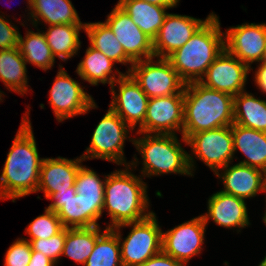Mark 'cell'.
<instances>
[{
    "mask_svg": "<svg viewBox=\"0 0 266 266\" xmlns=\"http://www.w3.org/2000/svg\"><path fill=\"white\" fill-rule=\"evenodd\" d=\"M0 177V198L15 199L36 193L40 167L35 138L28 116H24Z\"/></svg>",
    "mask_w": 266,
    "mask_h": 266,
    "instance_id": "1",
    "label": "cell"
},
{
    "mask_svg": "<svg viewBox=\"0 0 266 266\" xmlns=\"http://www.w3.org/2000/svg\"><path fill=\"white\" fill-rule=\"evenodd\" d=\"M234 123V97L208 88L199 81L184 87V126L182 137Z\"/></svg>",
    "mask_w": 266,
    "mask_h": 266,
    "instance_id": "2",
    "label": "cell"
},
{
    "mask_svg": "<svg viewBox=\"0 0 266 266\" xmlns=\"http://www.w3.org/2000/svg\"><path fill=\"white\" fill-rule=\"evenodd\" d=\"M222 35L218 17L213 14L185 45L167 57L185 83L204 78L208 67L225 48Z\"/></svg>",
    "mask_w": 266,
    "mask_h": 266,
    "instance_id": "3",
    "label": "cell"
},
{
    "mask_svg": "<svg viewBox=\"0 0 266 266\" xmlns=\"http://www.w3.org/2000/svg\"><path fill=\"white\" fill-rule=\"evenodd\" d=\"M105 178L103 210L107 208L112 219V224L107 228L137 222L153 213L144 212L147 211L145 209L149 203L146 195L147 186L140 178L127 169L113 172Z\"/></svg>",
    "mask_w": 266,
    "mask_h": 266,
    "instance_id": "4",
    "label": "cell"
},
{
    "mask_svg": "<svg viewBox=\"0 0 266 266\" xmlns=\"http://www.w3.org/2000/svg\"><path fill=\"white\" fill-rule=\"evenodd\" d=\"M133 144L143 157L144 175L179 173L191 175L193 158L183 150L175 134L146 133L145 137L133 139Z\"/></svg>",
    "mask_w": 266,
    "mask_h": 266,
    "instance_id": "5",
    "label": "cell"
},
{
    "mask_svg": "<svg viewBox=\"0 0 266 266\" xmlns=\"http://www.w3.org/2000/svg\"><path fill=\"white\" fill-rule=\"evenodd\" d=\"M153 58L139 60L128 70L143 92L150 98L184 93L185 82L167 58L156 63Z\"/></svg>",
    "mask_w": 266,
    "mask_h": 266,
    "instance_id": "6",
    "label": "cell"
},
{
    "mask_svg": "<svg viewBox=\"0 0 266 266\" xmlns=\"http://www.w3.org/2000/svg\"><path fill=\"white\" fill-rule=\"evenodd\" d=\"M157 223L152 213L143 220L116 226H133L120 247L123 266H140L162 251V231Z\"/></svg>",
    "mask_w": 266,
    "mask_h": 266,
    "instance_id": "7",
    "label": "cell"
},
{
    "mask_svg": "<svg viewBox=\"0 0 266 266\" xmlns=\"http://www.w3.org/2000/svg\"><path fill=\"white\" fill-rule=\"evenodd\" d=\"M47 199L54 200L47 208L57 213L64 228L99 226L96 222L102 215L104 202L88 201L76 193L75 186L52 193Z\"/></svg>",
    "mask_w": 266,
    "mask_h": 266,
    "instance_id": "8",
    "label": "cell"
},
{
    "mask_svg": "<svg viewBox=\"0 0 266 266\" xmlns=\"http://www.w3.org/2000/svg\"><path fill=\"white\" fill-rule=\"evenodd\" d=\"M130 128L111 108L101 119L92 135L85 159L100 158L116 164L124 163L123 145Z\"/></svg>",
    "mask_w": 266,
    "mask_h": 266,
    "instance_id": "9",
    "label": "cell"
},
{
    "mask_svg": "<svg viewBox=\"0 0 266 266\" xmlns=\"http://www.w3.org/2000/svg\"><path fill=\"white\" fill-rule=\"evenodd\" d=\"M186 144L192 147L197 158L209 166L219 177V168L229 165L234 155V142L231 126H223L212 130L201 131L189 135ZM218 170V171H217Z\"/></svg>",
    "mask_w": 266,
    "mask_h": 266,
    "instance_id": "10",
    "label": "cell"
},
{
    "mask_svg": "<svg viewBox=\"0 0 266 266\" xmlns=\"http://www.w3.org/2000/svg\"><path fill=\"white\" fill-rule=\"evenodd\" d=\"M184 126V93L150 98L147 103L144 123L137 133L173 135Z\"/></svg>",
    "mask_w": 266,
    "mask_h": 266,
    "instance_id": "11",
    "label": "cell"
},
{
    "mask_svg": "<svg viewBox=\"0 0 266 266\" xmlns=\"http://www.w3.org/2000/svg\"><path fill=\"white\" fill-rule=\"evenodd\" d=\"M50 92V104L56 119L63 121L78 114H86L96 107L91 96L60 67Z\"/></svg>",
    "mask_w": 266,
    "mask_h": 266,
    "instance_id": "12",
    "label": "cell"
},
{
    "mask_svg": "<svg viewBox=\"0 0 266 266\" xmlns=\"http://www.w3.org/2000/svg\"><path fill=\"white\" fill-rule=\"evenodd\" d=\"M250 68L224 48L204 74L206 80L201 78L199 82L234 97L244 91Z\"/></svg>",
    "mask_w": 266,
    "mask_h": 266,
    "instance_id": "13",
    "label": "cell"
},
{
    "mask_svg": "<svg viewBox=\"0 0 266 266\" xmlns=\"http://www.w3.org/2000/svg\"><path fill=\"white\" fill-rule=\"evenodd\" d=\"M206 223L201 216L162 233V251L183 265L202 250Z\"/></svg>",
    "mask_w": 266,
    "mask_h": 266,
    "instance_id": "14",
    "label": "cell"
},
{
    "mask_svg": "<svg viewBox=\"0 0 266 266\" xmlns=\"http://www.w3.org/2000/svg\"><path fill=\"white\" fill-rule=\"evenodd\" d=\"M122 45L124 52L134 61L153 58V41L131 20L118 5L105 22ZM143 56V57H142Z\"/></svg>",
    "mask_w": 266,
    "mask_h": 266,
    "instance_id": "15",
    "label": "cell"
},
{
    "mask_svg": "<svg viewBox=\"0 0 266 266\" xmlns=\"http://www.w3.org/2000/svg\"><path fill=\"white\" fill-rule=\"evenodd\" d=\"M119 73L116 83H119V94L111 86L113 98L110 108L133 130L136 124L141 126L147 110L149 97L143 92L134 78L128 74Z\"/></svg>",
    "mask_w": 266,
    "mask_h": 266,
    "instance_id": "16",
    "label": "cell"
},
{
    "mask_svg": "<svg viewBox=\"0 0 266 266\" xmlns=\"http://www.w3.org/2000/svg\"><path fill=\"white\" fill-rule=\"evenodd\" d=\"M212 15L202 21L186 15L167 13L153 40L154 57L167 58L181 48Z\"/></svg>",
    "mask_w": 266,
    "mask_h": 266,
    "instance_id": "17",
    "label": "cell"
},
{
    "mask_svg": "<svg viewBox=\"0 0 266 266\" xmlns=\"http://www.w3.org/2000/svg\"><path fill=\"white\" fill-rule=\"evenodd\" d=\"M225 49L250 67L263 60L266 50V24H242L228 29Z\"/></svg>",
    "mask_w": 266,
    "mask_h": 266,
    "instance_id": "18",
    "label": "cell"
},
{
    "mask_svg": "<svg viewBox=\"0 0 266 266\" xmlns=\"http://www.w3.org/2000/svg\"><path fill=\"white\" fill-rule=\"evenodd\" d=\"M82 157L69 160L58 157L44 158L40 167L39 185L37 191H44L46 199L56 192L67 190L75 186V178L79 170Z\"/></svg>",
    "mask_w": 266,
    "mask_h": 266,
    "instance_id": "19",
    "label": "cell"
},
{
    "mask_svg": "<svg viewBox=\"0 0 266 266\" xmlns=\"http://www.w3.org/2000/svg\"><path fill=\"white\" fill-rule=\"evenodd\" d=\"M207 224L208 219L219 226L245 227L249 225L246 204L244 199L219 191L213 194L208 200V214L202 215Z\"/></svg>",
    "mask_w": 266,
    "mask_h": 266,
    "instance_id": "20",
    "label": "cell"
},
{
    "mask_svg": "<svg viewBox=\"0 0 266 266\" xmlns=\"http://www.w3.org/2000/svg\"><path fill=\"white\" fill-rule=\"evenodd\" d=\"M228 166L222 168L226 170L221 175L225 188L222 192L246 199L263 191V170L240 163L229 168Z\"/></svg>",
    "mask_w": 266,
    "mask_h": 266,
    "instance_id": "21",
    "label": "cell"
},
{
    "mask_svg": "<svg viewBox=\"0 0 266 266\" xmlns=\"http://www.w3.org/2000/svg\"><path fill=\"white\" fill-rule=\"evenodd\" d=\"M234 142V152L239 150L247 160L240 164L266 170V132L246 128L233 123L231 125Z\"/></svg>",
    "mask_w": 266,
    "mask_h": 266,
    "instance_id": "22",
    "label": "cell"
},
{
    "mask_svg": "<svg viewBox=\"0 0 266 266\" xmlns=\"http://www.w3.org/2000/svg\"><path fill=\"white\" fill-rule=\"evenodd\" d=\"M131 20L152 41L157 36L167 13L165 6L145 2L144 0H119L117 4Z\"/></svg>",
    "mask_w": 266,
    "mask_h": 266,
    "instance_id": "23",
    "label": "cell"
},
{
    "mask_svg": "<svg viewBox=\"0 0 266 266\" xmlns=\"http://www.w3.org/2000/svg\"><path fill=\"white\" fill-rule=\"evenodd\" d=\"M31 9V16L34 18L35 24L41 18L49 26L60 24L85 25V23H81L70 0H31Z\"/></svg>",
    "mask_w": 266,
    "mask_h": 266,
    "instance_id": "24",
    "label": "cell"
},
{
    "mask_svg": "<svg viewBox=\"0 0 266 266\" xmlns=\"http://www.w3.org/2000/svg\"><path fill=\"white\" fill-rule=\"evenodd\" d=\"M234 123L266 132V101L240 92L234 96Z\"/></svg>",
    "mask_w": 266,
    "mask_h": 266,
    "instance_id": "25",
    "label": "cell"
},
{
    "mask_svg": "<svg viewBox=\"0 0 266 266\" xmlns=\"http://www.w3.org/2000/svg\"><path fill=\"white\" fill-rule=\"evenodd\" d=\"M84 30L89 37L91 47L101 51L116 63L130 62L132 67L134 61L124 52L122 45L105 22L85 23Z\"/></svg>",
    "mask_w": 266,
    "mask_h": 266,
    "instance_id": "26",
    "label": "cell"
},
{
    "mask_svg": "<svg viewBox=\"0 0 266 266\" xmlns=\"http://www.w3.org/2000/svg\"><path fill=\"white\" fill-rule=\"evenodd\" d=\"M0 79L10 90L26 93V62L18 47L0 50Z\"/></svg>",
    "mask_w": 266,
    "mask_h": 266,
    "instance_id": "27",
    "label": "cell"
},
{
    "mask_svg": "<svg viewBox=\"0 0 266 266\" xmlns=\"http://www.w3.org/2000/svg\"><path fill=\"white\" fill-rule=\"evenodd\" d=\"M85 25L60 24L51 25L44 33L47 44L51 48L54 57L67 60L76 54L81 42L79 40V30Z\"/></svg>",
    "mask_w": 266,
    "mask_h": 266,
    "instance_id": "28",
    "label": "cell"
},
{
    "mask_svg": "<svg viewBox=\"0 0 266 266\" xmlns=\"http://www.w3.org/2000/svg\"><path fill=\"white\" fill-rule=\"evenodd\" d=\"M114 63L101 51L90 46L86 50V55L79 63L76 72L81 79H84L91 85H97L101 82L103 84L109 83L112 86L117 81L115 74L113 76L110 75Z\"/></svg>",
    "mask_w": 266,
    "mask_h": 266,
    "instance_id": "29",
    "label": "cell"
},
{
    "mask_svg": "<svg viewBox=\"0 0 266 266\" xmlns=\"http://www.w3.org/2000/svg\"><path fill=\"white\" fill-rule=\"evenodd\" d=\"M116 229L117 231H114ZM119 228H106L98 237L85 266H123Z\"/></svg>",
    "mask_w": 266,
    "mask_h": 266,
    "instance_id": "30",
    "label": "cell"
},
{
    "mask_svg": "<svg viewBox=\"0 0 266 266\" xmlns=\"http://www.w3.org/2000/svg\"><path fill=\"white\" fill-rule=\"evenodd\" d=\"M100 235L99 226L66 228V239L62 255H66L77 263L85 265Z\"/></svg>",
    "mask_w": 266,
    "mask_h": 266,
    "instance_id": "31",
    "label": "cell"
},
{
    "mask_svg": "<svg viewBox=\"0 0 266 266\" xmlns=\"http://www.w3.org/2000/svg\"><path fill=\"white\" fill-rule=\"evenodd\" d=\"M18 48L25 62H30L43 70L50 69L54 64L55 57L47 44L44 32L28 31L25 40L20 35Z\"/></svg>",
    "mask_w": 266,
    "mask_h": 266,
    "instance_id": "32",
    "label": "cell"
},
{
    "mask_svg": "<svg viewBox=\"0 0 266 266\" xmlns=\"http://www.w3.org/2000/svg\"><path fill=\"white\" fill-rule=\"evenodd\" d=\"M97 174L84 166H80L75 178L76 193L88 201L104 202V186Z\"/></svg>",
    "mask_w": 266,
    "mask_h": 266,
    "instance_id": "33",
    "label": "cell"
},
{
    "mask_svg": "<svg viewBox=\"0 0 266 266\" xmlns=\"http://www.w3.org/2000/svg\"><path fill=\"white\" fill-rule=\"evenodd\" d=\"M63 228L57 213L46 208L45 214L38 216L28 225L26 233L31 236L30 241L48 239L58 234Z\"/></svg>",
    "mask_w": 266,
    "mask_h": 266,
    "instance_id": "34",
    "label": "cell"
},
{
    "mask_svg": "<svg viewBox=\"0 0 266 266\" xmlns=\"http://www.w3.org/2000/svg\"><path fill=\"white\" fill-rule=\"evenodd\" d=\"M66 239V228H63L58 234L48 239H34L29 241L33 251L46 255L54 263L62 256Z\"/></svg>",
    "mask_w": 266,
    "mask_h": 266,
    "instance_id": "35",
    "label": "cell"
},
{
    "mask_svg": "<svg viewBox=\"0 0 266 266\" xmlns=\"http://www.w3.org/2000/svg\"><path fill=\"white\" fill-rule=\"evenodd\" d=\"M32 255L29 240L18 239L6 252L5 266H28Z\"/></svg>",
    "mask_w": 266,
    "mask_h": 266,
    "instance_id": "36",
    "label": "cell"
},
{
    "mask_svg": "<svg viewBox=\"0 0 266 266\" xmlns=\"http://www.w3.org/2000/svg\"><path fill=\"white\" fill-rule=\"evenodd\" d=\"M20 33L0 16V50L18 47Z\"/></svg>",
    "mask_w": 266,
    "mask_h": 266,
    "instance_id": "37",
    "label": "cell"
},
{
    "mask_svg": "<svg viewBox=\"0 0 266 266\" xmlns=\"http://www.w3.org/2000/svg\"><path fill=\"white\" fill-rule=\"evenodd\" d=\"M140 266H184L180 261H177L170 255L165 254L163 251L157 255L149 258L145 263Z\"/></svg>",
    "mask_w": 266,
    "mask_h": 266,
    "instance_id": "38",
    "label": "cell"
},
{
    "mask_svg": "<svg viewBox=\"0 0 266 266\" xmlns=\"http://www.w3.org/2000/svg\"><path fill=\"white\" fill-rule=\"evenodd\" d=\"M54 262L40 252L33 251L28 266H54Z\"/></svg>",
    "mask_w": 266,
    "mask_h": 266,
    "instance_id": "39",
    "label": "cell"
},
{
    "mask_svg": "<svg viewBox=\"0 0 266 266\" xmlns=\"http://www.w3.org/2000/svg\"><path fill=\"white\" fill-rule=\"evenodd\" d=\"M255 82L259 89L266 93V63L260 64L255 74Z\"/></svg>",
    "mask_w": 266,
    "mask_h": 266,
    "instance_id": "40",
    "label": "cell"
},
{
    "mask_svg": "<svg viewBox=\"0 0 266 266\" xmlns=\"http://www.w3.org/2000/svg\"><path fill=\"white\" fill-rule=\"evenodd\" d=\"M145 2H149L151 4L165 6L168 8H172L177 5L179 0H144Z\"/></svg>",
    "mask_w": 266,
    "mask_h": 266,
    "instance_id": "41",
    "label": "cell"
},
{
    "mask_svg": "<svg viewBox=\"0 0 266 266\" xmlns=\"http://www.w3.org/2000/svg\"><path fill=\"white\" fill-rule=\"evenodd\" d=\"M263 174H264V185H263V191H265V192H266V170H264Z\"/></svg>",
    "mask_w": 266,
    "mask_h": 266,
    "instance_id": "42",
    "label": "cell"
},
{
    "mask_svg": "<svg viewBox=\"0 0 266 266\" xmlns=\"http://www.w3.org/2000/svg\"><path fill=\"white\" fill-rule=\"evenodd\" d=\"M259 266H266V256H265V258L263 259V261L260 263Z\"/></svg>",
    "mask_w": 266,
    "mask_h": 266,
    "instance_id": "43",
    "label": "cell"
},
{
    "mask_svg": "<svg viewBox=\"0 0 266 266\" xmlns=\"http://www.w3.org/2000/svg\"><path fill=\"white\" fill-rule=\"evenodd\" d=\"M260 63H266V50H265V54H264L263 60Z\"/></svg>",
    "mask_w": 266,
    "mask_h": 266,
    "instance_id": "44",
    "label": "cell"
},
{
    "mask_svg": "<svg viewBox=\"0 0 266 266\" xmlns=\"http://www.w3.org/2000/svg\"><path fill=\"white\" fill-rule=\"evenodd\" d=\"M264 223L266 224V212H265V216L263 217Z\"/></svg>",
    "mask_w": 266,
    "mask_h": 266,
    "instance_id": "45",
    "label": "cell"
}]
</instances>
